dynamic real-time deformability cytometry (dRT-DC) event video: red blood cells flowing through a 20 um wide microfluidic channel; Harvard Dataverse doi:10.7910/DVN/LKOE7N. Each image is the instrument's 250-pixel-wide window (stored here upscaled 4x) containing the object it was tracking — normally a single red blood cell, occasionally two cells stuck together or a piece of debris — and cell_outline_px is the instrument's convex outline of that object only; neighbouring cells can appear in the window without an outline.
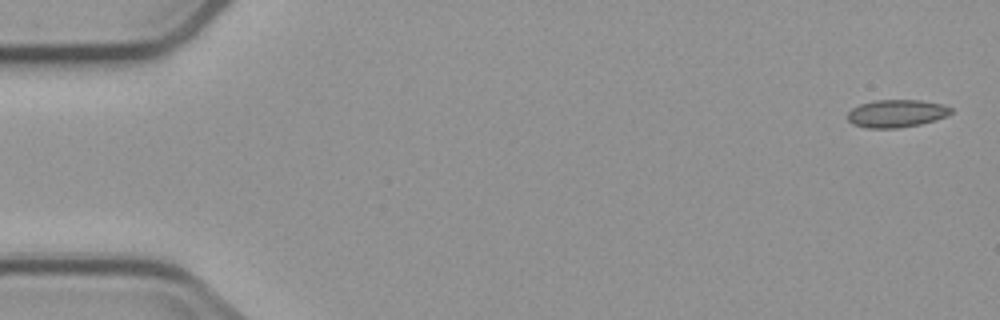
{"species": "common noctule bat (a hibernating species)", "species_latin": "Nyctalus noctula", "temperature_condition": "cold", "stored_images_in_passage": 7, "camera_frame_rate_fps": 3000, "um_per_image_px": 0.085, "animal": {"sex": "male", "body_mass_g": 23.1, "forearm_length_mm": 52.7}, "frame": {"image": 1, "passage_image": 1, "time_ms": 0.0, "image_size_px": [1000, 320], "cell_outline_px": [[952, 112], [948, 116], [936, 120], [920, 124], [896, 128], [868, 128], [852, 124], [848, 120], [848, 112], [852, 108], [860, 104], [876, 100], [920, 100], [944, 104], [952, 108]], "centroid_in_image_um": [76.23, 9.64], "position_along_channel_um": 8.8, "area_um2": 16.76}}
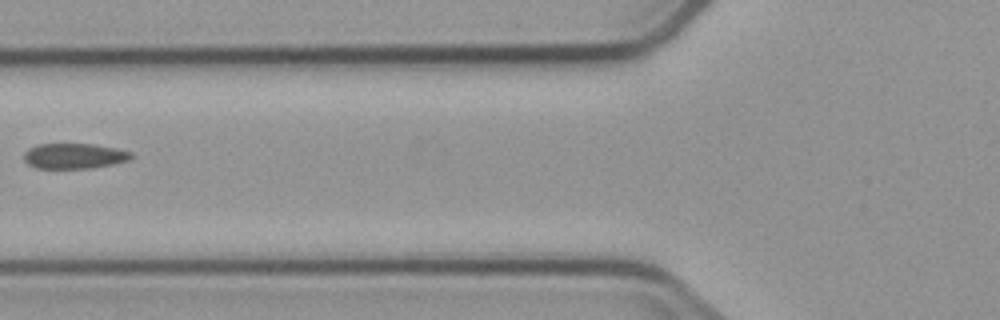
{"frame": {"image": 2, "passage_image": 6, "time_ms": 6.667, "image_size_px": [1000, 320], "cell_outline_px": [[132, 156], [128, 160], [112, 164], [88, 168], [36, 168], [28, 164], [24, 160], [24, 152], [28, 148], [36, 144], [92, 144], [116, 148], [132, 152]], "centroid_in_image_um": [6.27, 13.25], "position_along_channel_um": 119.5, "area_um2": 15.78}}
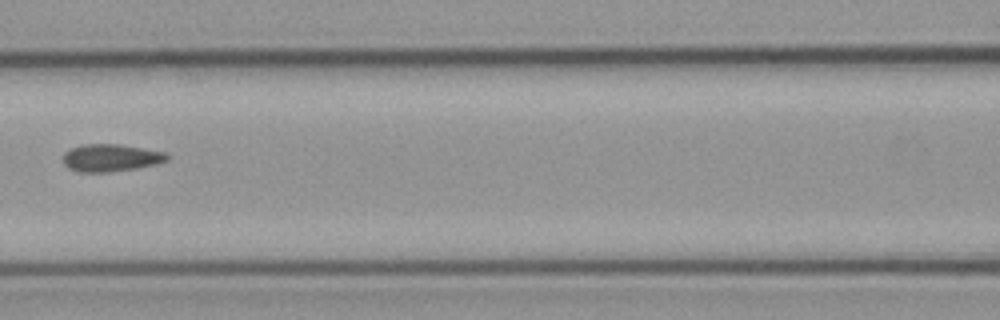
{"frame": {"image": 3, "passage_image": 7, "time_ms": 7.667, "image_size_px": [1000, 320], "cell_outline_px": [[168, 160], [136, 168], [108, 172], [76, 172], [68, 168], [64, 164], [64, 152], [80, 144], [120, 144], [164, 152], [168, 156]], "centroid_in_image_um": [9.36, 13.41], "position_along_channel_um": 157.2, "area_um2": 16.47}}